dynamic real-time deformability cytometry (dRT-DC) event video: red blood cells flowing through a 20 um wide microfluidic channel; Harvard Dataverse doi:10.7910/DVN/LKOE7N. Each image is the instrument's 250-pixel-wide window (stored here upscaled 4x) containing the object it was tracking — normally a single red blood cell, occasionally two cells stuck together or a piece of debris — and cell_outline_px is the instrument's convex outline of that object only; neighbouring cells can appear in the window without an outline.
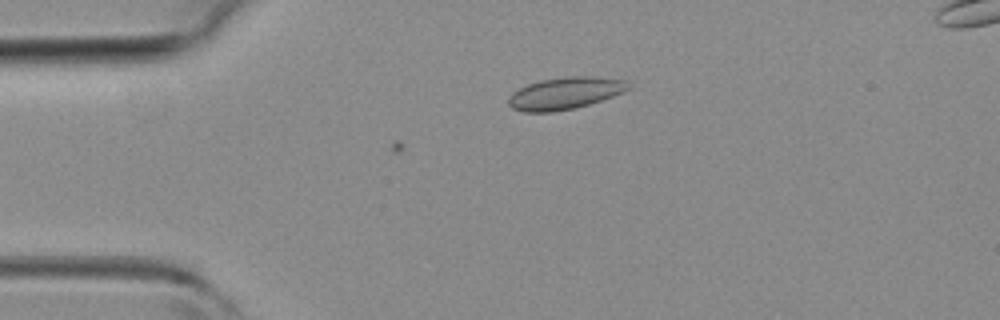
{"species": "common noctule bat (a hibernating species)", "species_latin": "Nyctalus noctula", "temperature_condition": "room temperature", "stored_images_in_passage": 5, "camera_frame_rate_fps": 3000, "um_per_image_px": 0.085, "animal": {"sex": "female", "body_mass_g": 19.3, "forearm_length_mm": 54.1}, "frame": {"image": 1, "passage_image": 5, "time_ms": 1.333, "image_size_px": [1000, 320], "cell_outline_px": [[628, 88], [624, 92], [576, 108], [552, 112], [524, 112], [512, 108], [508, 104], [508, 96], [512, 92], [528, 84], [540, 80], [568, 76], [592, 76], [624, 80]], "centroid_in_image_um": [47.96, 7.93], "position_along_channel_um": 37.0, "area_um2": 22.2}}